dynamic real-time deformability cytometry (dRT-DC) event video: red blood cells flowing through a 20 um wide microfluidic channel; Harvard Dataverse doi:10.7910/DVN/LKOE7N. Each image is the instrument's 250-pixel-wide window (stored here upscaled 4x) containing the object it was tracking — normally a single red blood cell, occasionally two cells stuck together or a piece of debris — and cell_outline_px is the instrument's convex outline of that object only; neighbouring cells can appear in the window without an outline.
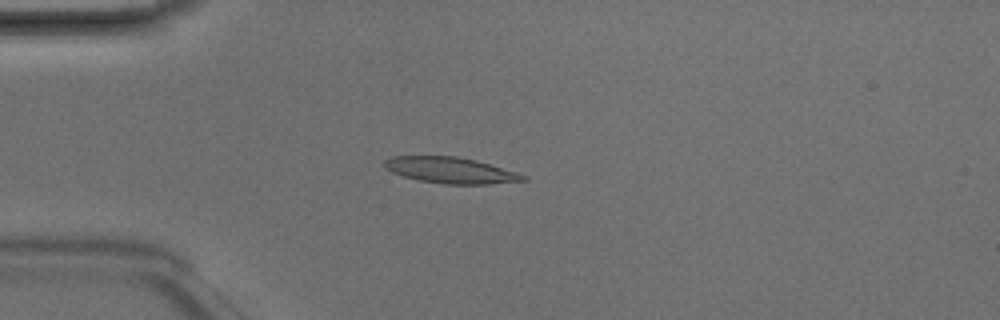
{"species": "Egyptian fruit bat (a non-hibernating species)", "species_latin": "Rousettus aegyptiacus", "temperature_condition": "room temperature", "stored_images_in_passage": 3, "camera_frame_rate_fps": 3000, "um_per_image_px": 0.085, "animal": {"sex": "male"}, "frame": {"image": 1, "passage_image": 3, "time_ms": 0.667, "image_size_px": [1000, 320], "cell_outline_px": [[528, 180], [488, 184], [444, 184], [416, 180], [392, 172], [384, 168], [384, 160], [392, 156], [456, 156], [476, 160], [528, 176]], "centroid_in_image_um": [38.27, 14.47], "position_along_channel_um": 46.7, "area_um2": 21.04}}